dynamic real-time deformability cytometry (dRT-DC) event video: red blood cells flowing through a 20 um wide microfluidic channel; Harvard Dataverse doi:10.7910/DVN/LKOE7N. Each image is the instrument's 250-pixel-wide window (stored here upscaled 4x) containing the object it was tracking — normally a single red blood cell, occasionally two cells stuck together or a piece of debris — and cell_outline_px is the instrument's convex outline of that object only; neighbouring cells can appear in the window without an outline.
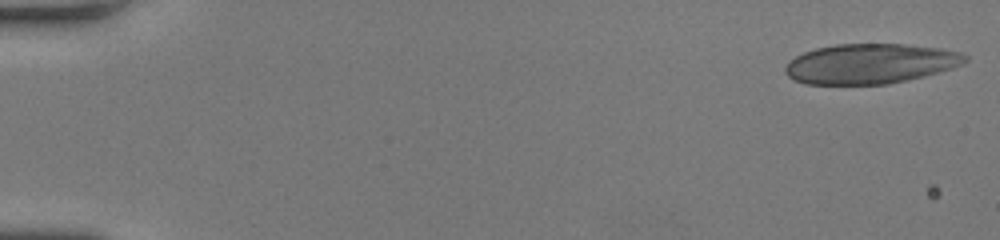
{"species": "human", "species_latin": "Homo sapiens", "temperature_condition": "room temperature", "stored_images_in_passage": 49, "camera_frame_rate_fps": 3000, "um_per_image_px": 0.085, "donor": {"sex": "female"}, "frame": {"image": 1, "passage_image": 1, "time_ms": 0.0, "image_size_px": [1000, 240], "cell_outline_px": [[968, 60], [964, 64], [952, 68], [888, 84], [804, 84], [792, 80], [784, 72], [784, 68], [796, 56], [804, 52], [816, 48], [836, 44], [904, 44], [940, 48], [960, 52], [968, 56]], "centroid_in_image_um": [73.96, 5.41], "position_along_channel_um": 11.0, "area_um2": 41.73}}
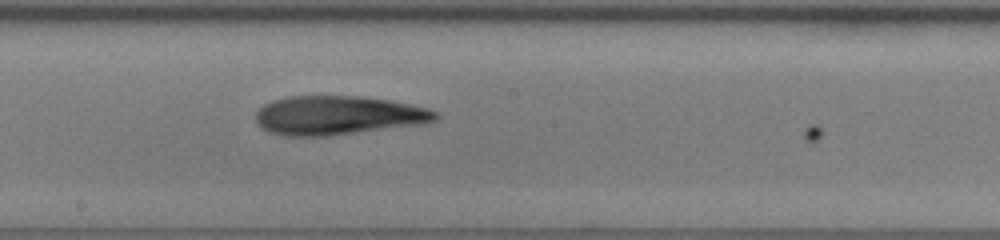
{"frame": {"image": 2, "passage_image": 28, "time_ms": 9.0, "image_size_px": [1000, 240], "cell_outline_px": [[440, 116], [436, 120], [420, 124], [324, 136], [284, 136], [268, 132], [256, 120], [256, 112], [264, 104], [272, 100], [288, 96], [352, 96], [388, 100], [428, 108], [440, 112]], "centroid_in_image_um": [28.72, 9.8], "position_along_channel_um": 219.5, "area_um2": 40.46}}
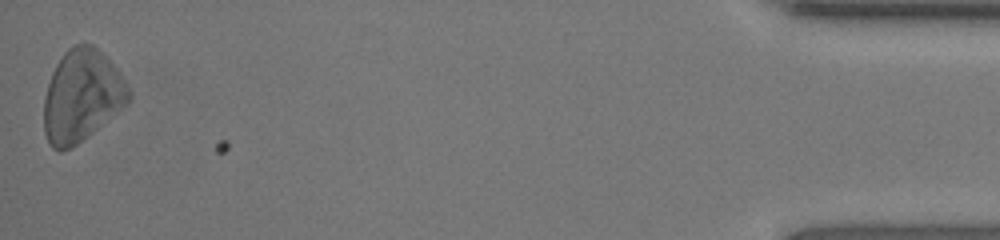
{"frame": {"image": 3, "passage_image": 49, "time_ms": 16.0, "image_size_px": [1000, 240], "cell_outline_px": [[132, 96], [120, 108], [92, 132], [76, 144], [60, 152], [52, 148], [44, 132], [44, 100], [48, 84], [52, 72], [56, 64], [64, 52], [72, 44], [84, 40], [92, 44], [108, 56], [132, 92]], "centroid_in_image_um": [6.93, 8.07], "position_along_channel_um": 428.3, "area_um2": 45.26}, "authors_computed_cell_mechanics": {"area_um2": 41.7316, "velocity_mm_per_s": 4.2264, "shape_relaxation_time_tau1_ms": 6.1133, "shape_relaxation_time_tau2_ms": 6.9263, "deformation_change_tau1": 0.1607, "deformation_change_tau2": 0.2107}}